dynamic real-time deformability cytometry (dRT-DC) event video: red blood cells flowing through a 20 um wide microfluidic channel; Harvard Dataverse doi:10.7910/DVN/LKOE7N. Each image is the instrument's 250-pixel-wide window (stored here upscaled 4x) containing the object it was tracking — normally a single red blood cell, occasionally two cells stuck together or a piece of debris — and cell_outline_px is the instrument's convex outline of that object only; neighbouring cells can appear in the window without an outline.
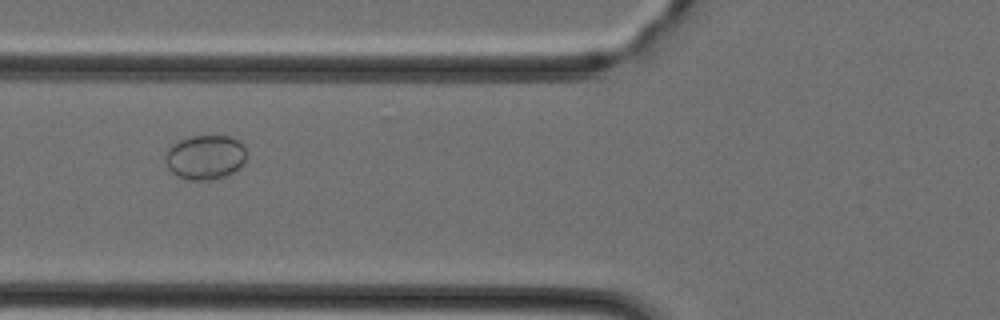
{"species": "Egyptian fruit bat (a non-hibernating species)", "species_latin": "Rousettus aegyptiacus", "temperature_condition": "cold", "stored_images_in_passage": 33, "camera_frame_rate_fps": 3000, "um_per_image_px": 0.085, "animal": {"sex": "female"}, "frame": {"image": 1, "passage_image": 4, "time_ms": 1.0, "image_size_px": [1000, 320], "cell_outline_px": [[244, 164], [240, 168], [224, 176], [212, 180], [188, 180], [176, 176], [168, 168], [164, 160], [164, 156], [168, 148], [176, 140], [192, 136], [228, 136], [244, 144]], "centroid_in_image_um": [17.39, 13.37], "position_along_channel_um": 108.4, "area_um2": 21.21}}
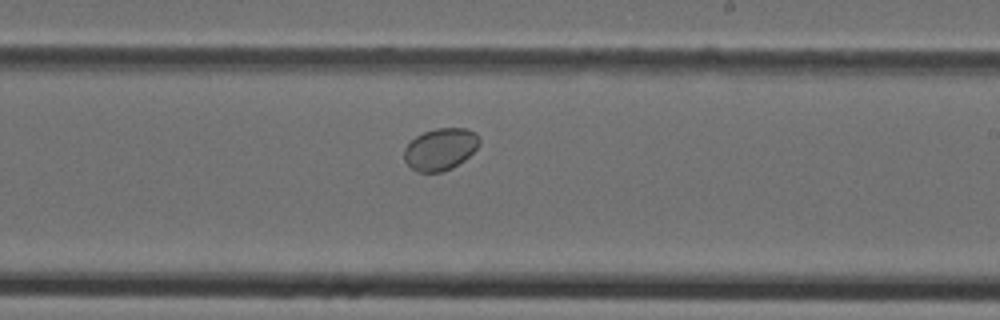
{"frame": {"image": 2, "passage_image": 14, "time_ms": 4.333, "image_size_px": [1000, 320], "cell_outline_px": [[480, 144], [464, 160], [452, 168], [440, 172], [416, 172], [404, 160], [404, 148], [416, 136], [424, 132], [436, 128], [464, 128], [476, 132], [480, 140]], "centroid_in_image_um": [37.43, 12.67], "position_along_channel_um": 251.6, "area_um2": 18.32}}
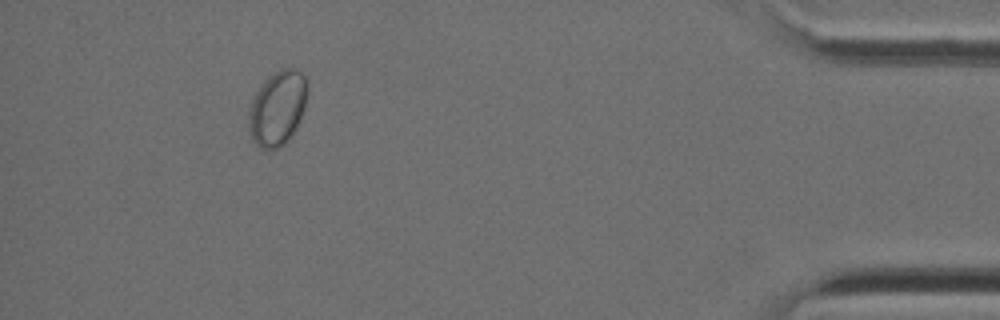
{"frame": {"image": 3, "passage_image": 29, "time_ms": 9.333, "image_size_px": [1000, 320], "cell_outline_px": [[308, 92], [304, 108], [296, 128], [288, 140], [280, 148], [260, 148], [252, 140], [248, 124], [248, 112], [252, 100], [260, 84], [268, 76], [280, 68], [296, 68], [304, 76], [308, 84]], "centroid_in_image_um": [23.58, 9.16], "position_along_channel_um": 411.6, "area_um2": 25.72}}